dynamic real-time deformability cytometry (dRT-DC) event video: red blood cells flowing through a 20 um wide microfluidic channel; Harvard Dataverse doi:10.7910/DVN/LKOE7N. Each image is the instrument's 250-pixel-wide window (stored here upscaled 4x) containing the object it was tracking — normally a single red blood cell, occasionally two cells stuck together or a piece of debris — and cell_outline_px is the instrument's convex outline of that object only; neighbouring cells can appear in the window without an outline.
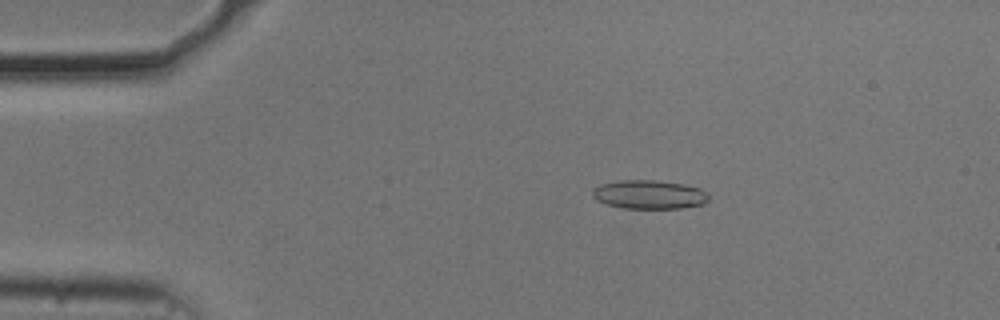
{"species": "common noctule bat (a hibernating species)", "species_latin": "Nyctalus noctula", "temperature_condition": "cold", "stored_images_in_passage": 15, "camera_frame_rate_fps": 3000, "um_per_image_px": 0.085, "animal": {"sex": "male", "body_mass_g": 20.5, "forearm_length_mm": 52.5}, "frame": {"image": 1, "passage_image": 10, "time_ms": 3.0, "image_size_px": [1000, 320], "cell_outline_px": [[708, 200], [704, 204], [680, 208], [624, 208], [608, 204], [596, 200], [592, 196], [592, 188], [600, 184], [620, 180], [656, 180], [684, 184], [700, 188], [708, 192]], "centroid_in_image_um": [55.18, 16.52], "position_along_channel_um": 29.8, "area_um2": 19.59}}